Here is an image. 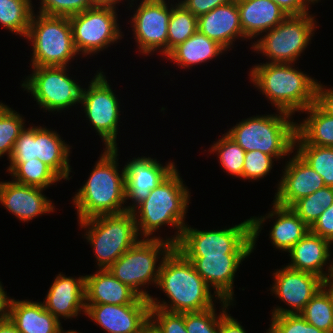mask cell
<instances>
[{"label": "cell", "instance_id": "cell-50", "mask_svg": "<svg viewBox=\"0 0 333 333\" xmlns=\"http://www.w3.org/2000/svg\"><path fill=\"white\" fill-rule=\"evenodd\" d=\"M0 281V323L10 320V307L13 297H9Z\"/></svg>", "mask_w": 333, "mask_h": 333}, {"label": "cell", "instance_id": "cell-39", "mask_svg": "<svg viewBox=\"0 0 333 333\" xmlns=\"http://www.w3.org/2000/svg\"><path fill=\"white\" fill-rule=\"evenodd\" d=\"M219 302L221 304L219 313L216 307L198 312H185L184 323L187 333H219L220 319L228 312L231 305H236L225 300Z\"/></svg>", "mask_w": 333, "mask_h": 333}, {"label": "cell", "instance_id": "cell-22", "mask_svg": "<svg viewBox=\"0 0 333 333\" xmlns=\"http://www.w3.org/2000/svg\"><path fill=\"white\" fill-rule=\"evenodd\" d=\"M332 246L333 244L329 240L309 230L297 244L286 252L291 260L286 266L293 270L315 274L325 282L331 281L333 275Z\"/></svg>", "mask_w": 333, "mask_h": 333}, {"label": "cell", "instance_id": "cell-46", "mask_svg": "<svg viewBox=\"0 0 333 333\" xmlns=\"http://www.w3.org/2000/svg\"><path fill=\"white\" fill-rule=\"evenodd\" d=\"M233 0H177L197 18Z\"/></svg>", "mask_w": 333, "mask_h": 333}, {"label": "cell", "instance_id": "cell-16", "mask_svg": "<svg viewBox=\"0 0 333 333\" xmlns=\"http://www.w3.org/2000/svg\"><path fill=\"white\" fill-rule=\"evenodd\" d=\"M85 307V315L106 333H140L150 322V303L143 297L133 304H85Z\"/></svg>", "mask_w": 333, "mask_h": 333}, {"label": "cell", "instance_id": "cell-6", "mask_svg": "<svg viewBox=\"0 0 333 333\" xmlns=\"http://www.w3.org/2000/svg\"><path fill=\"white\" fill-rule=\"evenodd\" d=\"M78 224L86 231L83 238L93 248L97 269H108L141 239L134 214L129 211L92 217Z\"/></svg>", "mask_w": 333, "mask_h": 333}, {"label": "cell", "instance_id": "cell-10", "mask_svg": "<svg viewBox=\"0 0 333 333\" xmlns=\"http://www.w3.org/2000/svg\"><path fill=\"white\" fill-rule=\"evenodd\" d=\"M32 72L26 78L21 87L23 91L31 94L36 105L43 112H62L80 104L82 88L81 84L69 77V67L48 66L31 67Z\"/></svg>", "mask_w": 333, "mask_h": 333}, {"label": "cell", "instance_id": "cell-43", "mask_svg": "<svg viewBox=\"0 0 333 333\" xmlns=\"http://www.w3.org/2000/svg\"><path fill=\"white\" fill-rule=\"evenodd\" d=\"M37 158L36 156V126L25 127L15 141L14 149L9 157V163H24Z\"/></svg>", "mask_w": 333, "mask_h": 333}, {"label": "cell", "instance_id": "cell-44", "mask_svg": "<svg viewBox=\"0 0 333 333\" xmlns=\"http://www.w3.org/2000/svg\"><path fill=\"white\" fill-rule=\"evenodd\" d=\"M150 323L159 333H187L184 323V313L150 308Z\"/></svg>", "mask_w": 333, "mask_h": 333}, {"label": "cell", "instance_id": "cell-37", "mask_svg": "<svg viewBox=\"0 0 333 333\" xmlns=\"http://www.w3.org/2000/svg\"><path fill=\"white\" fill-rule=\"evenodd\" d=\"M26 120L19 112L0 102V157L11 156L15 141L26 127Z\"/></svg>", "mask_w": 333, "mask_h": 333}, {"label": "cell", "instance_id": "cell-47", "mask_svg": "<svg viewBox=\"0 0 333 333\" xmlns=\"http://www.w3.org/2000/svg\"><path fill=\"white\" fill-rule=\"evenodd\" d=\"M288 16H300L310 13L312 3L309 0H273ZM310 5V6H309Z\"/></svg>", "mask_w": 333, "mask_h": 333}, {"label": "cell", "instance_id": "cell-35", "mask_svg": "<svg viewBox=\"0 0 333 333\" xmlns=\"http://www.w3.org/2000/svg\"><path fill=\"white\" fill-rule=\"evenodd\" d=\"M208 152L214 155L216 153L221 168L228 175L242 179V172L245 159V150L239 146L226 133L216 142L214 141Z\"/></svg>", "mask_w": 333, "mask_h": 333}, {"label": "cell", "instance_id": "cell-7", "mask_svg": "<svg viewBox=\"0 0 333 333\" xmlns=\"http://www.w3.org/2000/svg\"><path fill=\"white\" fill-rule=\"evenodd\" d=\"M25 39L32 46V67H71V61L80 56L74 45L69 17L34 12Z\"/></svg>", "mask_w": 333, "mask_h": 333}, {"label": "cell", "instance_id": "cell-42", "mask_svg": "<svg viewBox=\"0 0 333 333\" xmlns=\"http://www.w3.org/2000/svg\"><path fill=\"white\" fill-rule=\"evenodd\" d=\"M38 13L70 17L93 7L91 0H39Z\"/></svg>", "mask_w": 333, "mask_h": 333}, {"label": "cell", "instance_id": "cell-38", "mask_svg": "<svg viewBox=\"0 0 333 333\" xmlns=\"http://www.w3.org/2000/svg\"><path fill=\"white\" fill-rule=\"evenodd\" d=\"M333 204V187L325 186L296 201L291 209L309 226Z\"/></svg>", "mask_w": 333, "mask_h": 333}, {"label": "cell", "instance_id": "cell-51", "mask_svg": "<svg viewBox=\"0 0 333 333\" xmlns=\"http://www.w3.org/2000/svg\"><path fill=\"white\" fill-rule=\"evenodd\" d=\"M92 1V4L93 6H100V7H112V8H117V6L123 2V0H91ZM126 1V0H124ZM129 2V8L130 7H134L132 5H134L133 2H135L136 0H128ZM139 1V0H138ZM117 4V6H116Z\"/></svg>", "mask_w": 333, "mask_h": 333}, {"label": "cell", "instance_id": "cell-9", "mask_svg": "<svg viewBox=\"0 0 333 333\" xmlns=\"http://www.w3.org/2000/svg\"><path fill=\"white\" fill-rule=\"evenodd\" d=\"M315 15L287 16L279 25L266 31L256 41L253 52L262 54L268 63H296L318 29ZM315 31V32H314Z\"/></svg>", "mask_w": 333, "mask_h": 333}, {"label": "cell", "instance_id": "cell-52", "mask_svg": "<svg viewBox=\"0 0 333 333\" xmlns=\"http://www.w3.org/2000/svg\"><path fill=\"white\" fill-rule=\"evenodd\" d=\"M0 333H20L16 326L10 321L0 323Z\"/></svg>", "mask_w": 333, "mask_h": 333}, {"label": "cell", "instance_id": "cell-11", "mask_svg": "<svg viewBox=\"0 0 333 333\" xmlns=\"http://www.w3.org/2000/svg\"><path fill=\"white\" fill-rule=\"evenodd\" d=\"M175 248L183 255L251 254V218L231 227L208 231L187 224Z\"/></svg>", "mask_w": 333, "mask_h": 333}, {"label": "cell", "instance_id": "cell-34", "mask_svg": "<svg viewBox=\"0 0 333 333\" xmlns=\"http://www.w3.org/2000/svg\"><path fill=\"white\" fill-rule=\"evenodd\" d=\"M34 12L31 0H0V25L24 38Z\"/></svg>", "mask_w": 333, "mask_h": 333}, {"label": "cell", "instance_id": "cell-18", "mask_svg": "<svg viewBox=\"0 0 333 333\" xmlns=\"http://www.w3.org/2000/svg\"><path fill=\"white\" fill-rule=\"evenodd\" d=\"M251 218L252 252L256 249V241L267 219L275 220L269 231L271 244L279 251H289L310 230V227L291 209L277 205L274 201L272 209L263 216Z\"/></svg>", "mask_w": 333, "mask_h": 333}, {"label": "cell", "instance_id": "cell-26", "mask_svg": "<svg viewBox=\"0 0 333 333\" xmlns=\"http://www.w3.org/2000/svg\"><path fill=\"white\" fill-rule=\"evenodd\" d=\"M140 296L108 269L85 275V304H133Z\"/></svg>", "mask_w": 333, "mask_h": 333}, {"label": "cell", "instance_id": "cell-49", "mask_svg": "<svg viewBox=\"0 0 333 333\" xmlns=\"http://www.w3.org/2000/svg\"><path fill=\"white\" fill-rule=\"evenodd\" d=\"M240 323L227 312L220 319L219 333H247Z\"/></svg>", "mask_w": 333, "mask_h": 333}, {"label": "cell", "instance_id": "cell-54", "mask_svg": "<svg viewBox=\"0 0 333 333\" xmlns=\"http://www.w3.org/2000/svg\"><path fill=\"white\" fill-rule=\"evenodd\" d=\"M78 330H67V331H65V330H63V327L59 330V332L58 333H80V331L79 332H77Z\"/></svg>", "mask_w": 333, "mask_h": 333}, {"label": "cell", "instance_id": "cell-14", "mask_svg": "<svg viewBox=\"0 0 333 333\" xmlns=\"http://www.w3.org/2000/svg\"><path fill=\"white\" fill-rule=\"evenodd\" d=\"M133 11L129 22L138 51L149 57L159 52L164 58L172 3L169 0H141Z\"/></svg>", "mask_w": 333, "mask_h": 333}, {"label": "cell", "instance_id": "cell-25", "mask_svg": "<svg viewBox=\"0 0 333 333\" xmlns=\"http://www.w3.org/2000/svg\"><path fill=\"white\" fill-rule=\"evenodd\" d=\"M240 23L249 41L279 25L288 15L273 0H236Z\"/></svg>", "mask_w": 333, "mask_h": 333}, {"label": "cell", "instance_id": "cell-3", "mask_svg": "<svg viewBox=\"0 0 333 333\" xmlns=\"http://www.w3.org/2000/svg\"><path fill=\"white\" fill-rule=\"evenodd\" d=\"M118 148L102 150L85 184L73 195L78 221L126 211L124 168L118 170Z\"/></svg>", "mask_w": 333, "mask_h": 333}, {"label": "cell", "instance_id": "cell-27", "mask_svg": "<svg viewBox=\"0 0 333 333\" xmlns=\"http://www.w3.org/2000/svg\"><path fill=\"white\" fill-rule=\"evenodd\" d=\"M10 321L20 333H58L62 328L44 304L28 299H12Z\"/></svg>", "mask_w": 333, "mask_h": 333}, {"label": "cell", "instance_id": "cell-40", "mask_svg": "<svg viewBox=\"0 0 333 333\" xmlns=\"http://www.w3.org/2000/svg\"><path fill=\"white\" fill-rule=\"evenodd\" d=\"M266 333H325L308 323L300 314L271 316Z\"/></svg>", "mask_w": 333, "mask_h": 333}, {"label": "cell", "instance_id": "cell-12", "mask_svg": "<svg viewBox=\"0 0 333 333\" xmlns=\"http://www.w3.org/2000/svg\"><path fill=\"white\" fill-rule=\"evenodd\" d=\"M80 104L86 120L99 135L105 148L117 147L120 101L101 69L97 70L88 87L82 88Z\"/></svg>", "mask_w": 333, "mask_h": 333}, {"label": "cell", "instance_id": "cell-31", "mask_svg": "<svg viewBox=\"0 0 333 333\" xmlns=\"http://www.w3.org/2000/svg\"><path fill=\"white\" fill-rule=\"evenodd\" d=\"M325 333H333V283L328 281L299 313Z\"/></svg>", "mask_w": 333, "mask_h": 333}, {"label": "cell", "instance_id": "cell-23", "mask_svg": "<svg viewBox=\"0 0 333 333\" xmlns=\"http://www.w3.org/2000/svg\"><path fill=\"white\" fill-rule=\"evenodd\" d=\"M43 304L59 322L61 318L67 320L85 314V276L75 278L58 273L45 300L43 299Z\"/></svg>", "mask_w": 333, "mask_h": 333}, {"label": "cell", "instance_id": "cell-19", "mask_svg": "<svg viewBox=\"0 0 333 333\" xmlns=\"http://www.w3.org/2000/svg\"><path fill=\"white\" fill-rule=\"evenodd\" d=\"M221 299L234 303V278L250 254L184 255Z\"/></svg>", "mask_w": 333, "mask_h": 333}, {"label": "cell", "instance_id": "cell-29", "mask_svg": "<svg viewBox=\"0 0 333 333\" xmlns=\"http://www.w3.org/2000/svg\"><path fill=\"white\" fill-rule=\"evenodd\" d=\"M225 52L227 53L221 45L197 30L185 42L174 47L164 58L181 69H189V67L219 58Z\"/></svg>", "mask_w": 333, "mask_h": 333}, {"label": "cell", "instance_id": "cell-24", "mask_svg": "<svg viewBox=\"0 0 333 333\" xmlns=\"http://www.w3.org/2000/svg\"><path fill=\"white\" fill-rule=\"evenodd\" d=\"M197 28L200 33L217 42L226 51L232 50L237 39L243 38L241 41L247 42L242 31L236 0L198 17Z\"/></svg>", "mask_w": 333, "mask_h": 333}, {"label": "cell", "instance_id": "cell-45", "mask_svg": "<svg viewBox=\"0 0 333 333\" xmlns=\"http://www.w3.org/2000/svg\"><path fill=\"white\" fill-rule=\"evenodd\" d=\"M310 231L333 244V204H331L310 227Z\"/></svg>", "mask_w": 333, "mask_h": 333}, {"label": "cell", "instance_id": "cell-2", "mask_svg": "<svg viewBox=\"0 0 333 333\" xmlns=\"http://www.w3.org/2000/svg\"><path fill=\"white\" fill-rule=\"evenodd\" d=\"M176 168L166 179L155 187L149 196L133 211L137 232L140 238H161L156 233L160 228L172 226L176 232L170 237H165L176 245L187 225L185 218L188 213L191 192L183 183L182 176ZM181 176V177H180ZM155 233V234H154ZM153 235V236H152Z\"/></svg>", "mask_w": 333, "mask_h": 333}, {"label": "cell", "instance_id": "cell-33", "mask_svg": "<svg viewBox=\"0 0 333 333\" xmlns=\"http://www.w3.org/2000/svg\"><path fill=\"white\" fill-rule=\"evenodd\" d=\"M295 150L323 178L326 186L333 187V147L310 145L297 133Z\"/></svg>", "mask_w": 333, "mask_h": 333}, {"label": "cell", "instance_id": "cell-15", "mask_svg": "<svg viewBox=\"0 0 333 333\" xmlns=\"http://www.w3.org/2000/svg\"><path fill=\"white\" fill-rule=\"evenodd\" d=\"M272 275L274 283L270 286V291L288 308L276 305L271 316L299 314L326 283L315 274L293 270L285 265L275 269Z\"/></svg>", "mask_w": 333, "mask_h": 333}, {"label": "cell", "instance_id": "cell-8", "mask_svg": "<svg viewBox=\"0 0 333 333\" xmlns=\"http://www.w3.org/2000/svg\"><path fill=\"white\" fill-rule=\"evenodd\" d=\"M174 247L165 238H142L118 258L108 271L140 297L149 299L151 295L145 288L157 285L162 262Z\"/></svg>", "mask_w": 333, "mask_h": 333}, {"label": "cell", "instance_id": "cell-36", "mask_svg": "<svg viewBox=\"0 0 333 333\" xmlns=\"http://www.w3.org/2000/svg\"><path fill=\"white\" fill-rule=\"evenodd\" d=\"M197 30V17L179 2L172 3L168 24L167 54L178 44L185 42Z\"/></svg>", "mask_w": 333, "mask_h": 333}, {"label": "cell", "instance_id": "cell-55", "mask_svg": "<svg viewBox=\"0 0 333 333\" xmlns=\"http://www.w3.org/2000/svg\"><path fill=\"white\" fill-rule=\"evenodd\" d=\"M312 4H315V3H317L318 4V2H320L321 0H309Z\"/></svg>", "mask_w": 333, "mask_h": 333}, {"label": "cell", "instance_id": "cell-28", "mask_svg": "<svg viewBox=\"0 0 333 333\" xmlns=\"http://www.w3.org/2000/svg\"><path fill=\"white\" fill-rule=\"evenodd\" d=\"M72 146L60 134L43 126H36V156L48 165L62 180H70L72 167L69 163ZM70 176V177H69Z\"/></svg>", "mask_w": 333, "mask_h": 333}, {"label": "cell", "instance_id": "cell-17", "mask_svg": "<svg viewBox=\"0 0 333 333\" xmlns=\"http://www.w3.org/2000/svg\"><path fill=\"white\" fill-rule=\"evenodd\" d=\"M165 164L149 156L133 157L126 162L123 167L126 186L125 203H128V200L132 202L126 205V211L132 212L155 187L177 168L173 161Z\"/></svg>", "mask_w": 333, "mask_h": 333}, {"label": "cell", "instance_id": "cell-20", "mask_svg": "<svg viewBox=\"0 0 333 333\" xmlns=\"http://www.w3.org/2000/svg\"><path fill=\"white\" fill-rule=\"evenodd\" d=\"M283 170L273 198L277 205L291 207L299 199L326 186L323 178L296 152L285 161Z\"/></svg>", "mask_w": 333, "mask_h": 333}, {"label": "cell", "instance_id": "cell-1", "mask_svg": "<svg viewBox=\"0 0 333 333\" xmlns=\"http://www.w3.org/2000/svg\"><path fill=\"white\" fill-rule=\"evenodd\" d=\"M156 288L162 290L169 301H161L151 296L148 299L150 308L168 312L203 311L216 307V300H221L216 293H212V289L197 273L192 263L175 247L162 262Z\"/></svg>", "mask_w": 333, "mask_h": 333}, {"label": "cell", "instance_id": "cell-4", "mask_svg": "<svg viewBox=\"0 0 333 333\" xmlns=\"http://www.w3.org/2000/svg\"><path fill=\"white\" fill-rule=\"evenodd\" d=\"M250 81L279 111L295 115L316 102L319 81L304 73L295 63L253 64Z\"/></svg>", "mask_w": 333, "mask_h": 333}, {"label": "cell", "instance_id": "cell-30", "mask_svg": "<svg viewBox=\"0 0 333 333\" xmlns=\"http://www.w3.org/2000/svg\"><path fill=\"white\" fill-rule=\"evenodd\" d=\"M304 112L307 118L297 121V133L310 145L333 147V117L316 102Z\"/></svg>", "mask_w": 333, "mask_h": 333}, {"label": "cell", "instance_id": "cell-32", "mask_svg": "<svg viewBox=\"0 0 333 333\" xmlns=\"http://www.w3.org/2000/svg\"><path fill=\"white\" fill-rule=\"evenodd\" d=\"M6 171L17 183L44 189L62 181L48 165L37 158L24 163H10Z\"/></svg>", "mask_w": 333, "mask_h": 333}, {"label": "cell", "instance_id": "cell-5", "mask_svg": "<svg viewBox=\"0 0 333 333\" xmlns=\"http://www.w3.org/2000/svg\"><path fill=\"white\" fill-rule=\"evenodd\" d=\"M276 113L242 119L226 134L246 152L259 150L276 162L285 156L290 157L295 151L297 122L287 112L277 110Z\"/></svg>", "mask_w": 333, "mask_h": 333}, {"label": "cell", "instance_id": "cell-53", "mask_svg": "<svg viewBox=\"0 0 333 333\" xmlns=\"http://www.w3.org/2000/svg\"><path fill=\"white\" fill-rule=\"evenodd\" d=\"M140 333H159L156 328L149 322V324Z\"/></svg>", "mask_w": 333, "mask_h": 333}, {"label": "cell", "instance_id": "cell-13", "mask_svg": "<svg viewBox=\"0 0 333 333\" xmlns=\"http://www.w3.org/2000/svg\"><path fill=\"white\" fill-rule=\"evenodd\" d=\"M117 9L93 6L69 17L75 48L82 57L99 54L124 37Z\"/></svg>", "mask_w": 333, "mask_h": 333}, {"label": "cell", "instance_id": "cell-48", "mask_svg": "<svg viewBox=\"0 0 333 333\" xmlns=\"http://www.w3.org/2000/svg\"><path fill=\"white\" fill-rule=\"evenodd\" d=\"M316 103L330 116L333 117V87L328 88L321 84L317 86Z\"/></svg>", "mask_w": 333, "mask_h": 333}, {"label": "cell", "instance_id": "cell-21", "mask_svg": "<svg viewBox=\"0 0 333 333\" xmlns=\"http://www.w3.org/2000/svg\"><path fill=\"white\" fill-rule=\"evenodd\" d=\"M45 189L11 181H0V204L21 222H29L55 211V205L44 195Z\"/></svg>", "mask_w": 333, "mask_h": 333}, {"label": "cell", "instance_id": "cell-41", "mask_svg": "<svg viewBox=\"0 0 333 333\" xmlns=\"http://www.w3.org/2000/svg\"><path fill=\"white\" fill-rule=\"evenodd\" d=\"M276 161L259 150L245 152L242 180L258 181L269 175Z\"/></svg>", "mask_w": 333, "mask_h": 333}]
</instances>
